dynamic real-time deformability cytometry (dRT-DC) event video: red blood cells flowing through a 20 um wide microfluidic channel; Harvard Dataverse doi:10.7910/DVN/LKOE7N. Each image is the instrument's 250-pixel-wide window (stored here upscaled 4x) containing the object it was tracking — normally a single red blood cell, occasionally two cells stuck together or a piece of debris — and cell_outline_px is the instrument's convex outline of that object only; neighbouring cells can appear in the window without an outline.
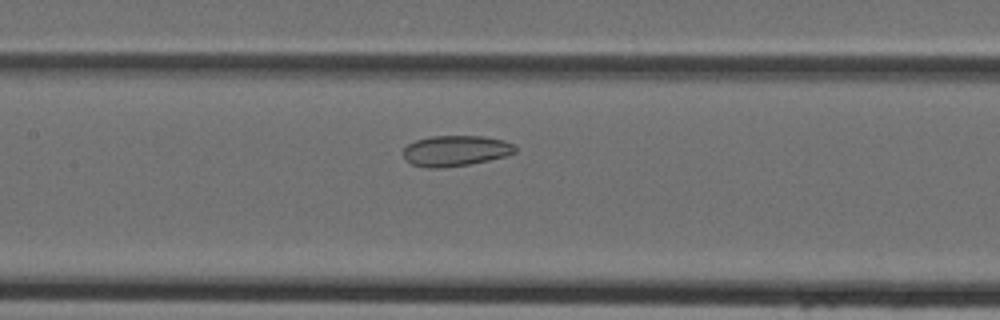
{"species": "Egyptian fruit bat (a non-hibernating species)", "species_latin": "Rousettus aegyptiacus", "temperature_condition": "cold", "stored_images_in_passage": 34, "camera_frame_rate_fps": 3000, "um_per_image_px": 0.085, "animal": {"sex": "female"}, "frame": {"image": 1, "passage_image": 15, "time_ms": 4.667, "image_size_px": [1000, 320], "cell_outline_px": [[516, 152], [504, 156], [488, 160], [468, 164], [444, 168], [428, 168], [412, 164], [404, 160], [404, 148], [408, 144], [416, 140], [432, 136], [484, 136], [504, 140], [516, 144]], "centroid_in_image_um": [38.73, 12.81], "position_along_channel_um": 168.7, "area_um2": 20.06}}
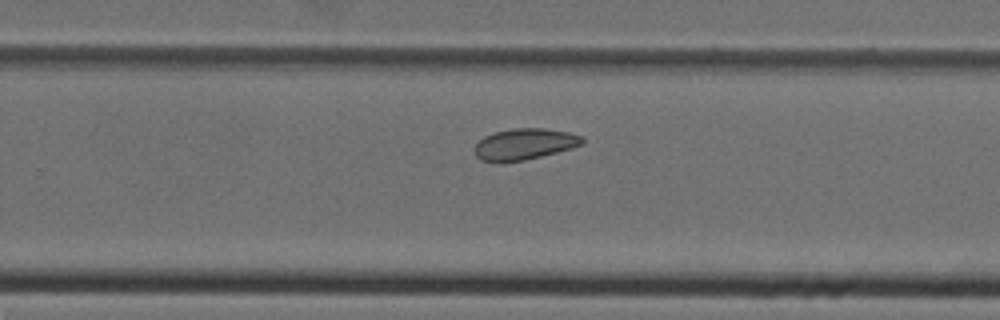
{"frame": {"image": 2, "passage_image": 23, "time_ms": 7.333, "image_size_px": [1000, 320], "cell_outline_px": [[584, 144], [572, 148], [524, 160], [480, 160], [476, 156], [476, 144], [484, 136], [496, 132], [512, 128], [544, 128], [568, 132], [584, 136]], "centroid_in_image_um": [44.65, 12.21], "position_along_channel_um": 285.1, "area_um2": 19.13}}
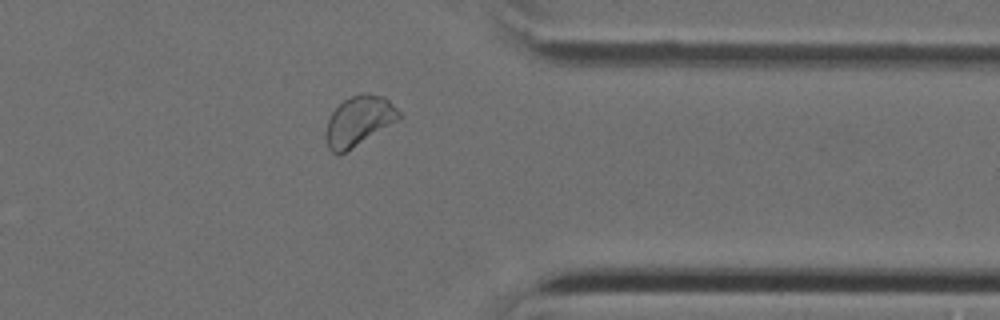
{"frame": {"image": 3, "passage_image": 30, "time_ms": 9.667, "image_size_px": [1000, 320], "cell_outline_px": [[400, 116], [396, 120], [344, 152], [332, 152], [328, 148], [324, 136], [324, 132], [328, 120], [332, 112], [344, 100], [352, 96], [364, 92], [368, 92], [384, 96], [400, 112]], "centroid_in_image_um": [30.45, 10.24], "position_along_channel_um": 380.9, "area_um2": 20.58}}